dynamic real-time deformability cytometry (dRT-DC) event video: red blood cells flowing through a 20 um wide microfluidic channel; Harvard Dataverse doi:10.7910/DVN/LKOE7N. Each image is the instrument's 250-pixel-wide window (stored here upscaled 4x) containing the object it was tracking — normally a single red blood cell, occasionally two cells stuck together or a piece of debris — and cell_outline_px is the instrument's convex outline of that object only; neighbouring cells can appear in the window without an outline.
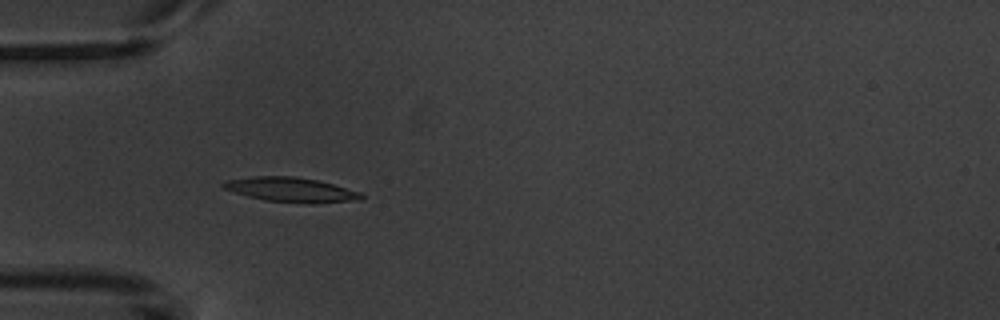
{"species": "common noctule bat (a hibernating species)", "species_latin": "Nyctalus noctula", "temperature_condition": "warm", "stored_images_in_passage": 6, "camera_frame_rate_fps": 3000, "um_per_image_px": 0.085, "animal": {"sex": "male", "body_mass_g": 20.1, "forearm_length_mm": 53.5}, "frame": {"image": 1, "passage_image": 5, "time_ms": 5.0, "image_size_px": [1000, 320], "cell_outline_px": [[364, 196], [360, 200], [312, 204], [308, 204], [264, 200], [248, 196], [224, 188], [220, 184], [224, 180], [252, 176], [292, 176], [316, 180], [332, 184], [360, 192]], "centroid_in_image_um": [24.72, 16.13], "position_along_channel_um": 60.3, "area_um2": 19.77}}